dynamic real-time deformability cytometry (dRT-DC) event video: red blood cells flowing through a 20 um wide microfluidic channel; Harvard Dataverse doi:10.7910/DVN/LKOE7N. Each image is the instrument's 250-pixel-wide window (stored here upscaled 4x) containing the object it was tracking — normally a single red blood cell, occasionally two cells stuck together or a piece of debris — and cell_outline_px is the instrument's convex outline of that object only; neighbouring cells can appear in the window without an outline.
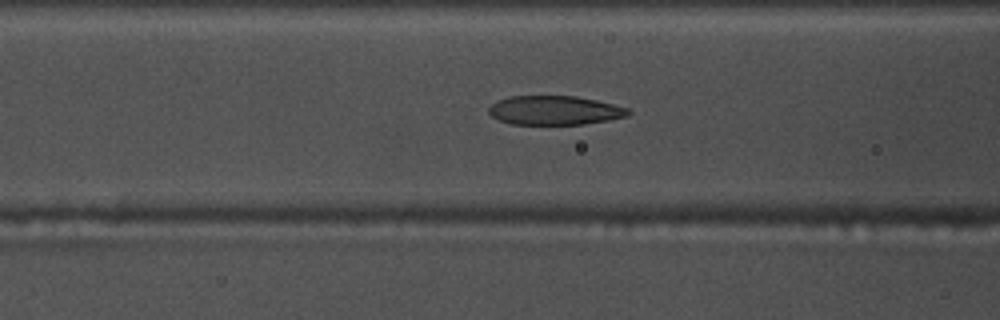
{"species": "common noctule bat (a hibernating species)", "species_latin": "Nyctalus noctula", "temperature_condition": "warm", "stored_images_in_passage": 52, "camera_frame_rate_fps": 3000, "um_per_image_px": 0.085, "animal": {"sex": "male", "body_mass_g": 17.5, "forearm_length_mm": 52.3}, "frame": {"image": 1, "passage_image": 19, "time_ms": 6.0, "image_size_px": [1000, 320], "cell_outline_px": [[632, 112], [628, 116], [608, 120], [584, 124], [512, 124], [500, 120], [492, 116], [488, 112], [488, 108], [496, 100], [512, 96], [576, 96], [596, 100], [628, 108]], "centroid_in_image_um": [47.15, 9.37], "position_along_channel_um": 119.5, "area_um2": 23.58}}
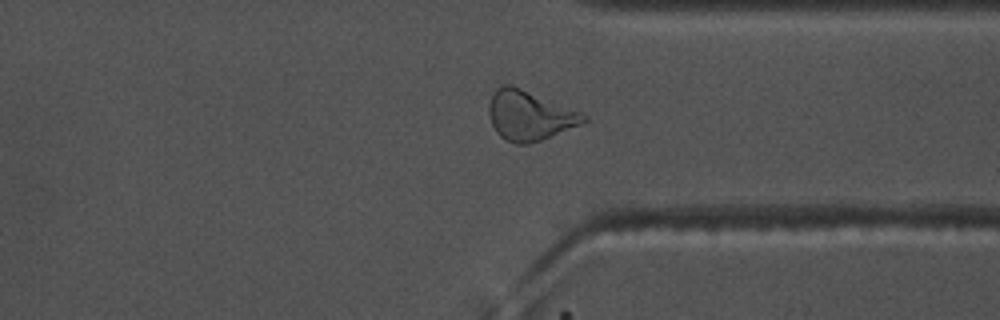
{"frame": {"image": 2, "passage_image": 39, "time_ms": 12.667, "image_size_px": [1000, 320], "cell_outline_px": [[588, 120], [580, 124], [540, 140], [528, 144], [516, 144], [500, 136], [496, 132], [492, 124], [488, 112], [488, 104], [496, 88], [504, 84], [512, 84], [584, 112], [588, 116]], "centroid_in_image_um": [45.01, 9.79], "position_along_channel_um": 366.4, "area_um2": 27.51}}
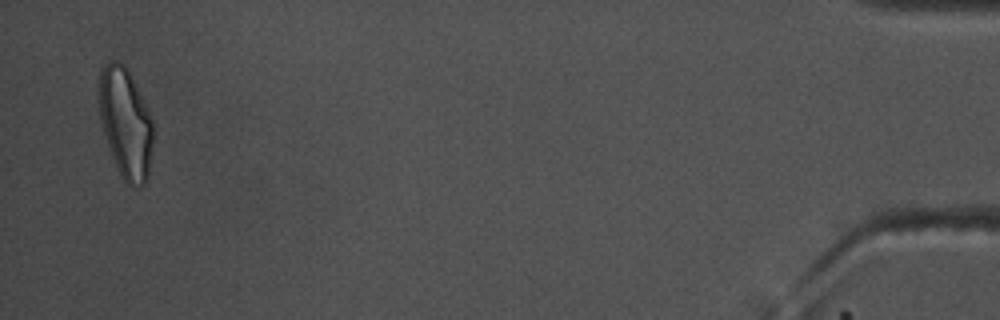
{"frame": {"image": 3, "passage_image": 51, "time_ms": 16.667, "image_size_px": [1000, 320], "cell_outline_px": [[152, 140], [148, 176], [144, 184], [132, 188], [120, 176], [116, 168], [104, 132], [100, 116], [96, 92], [100, 68], [104, 64], [112, 60], [116, 60], [124, 64], [128, 68], [152, 120]], "centroid_in_image_um": [10.62, 10.41], "position_along_channel_um": 424.6, "area_um2": 34.91}, "authors_computed_cell_mechanics": {"area_um2": 25.432, "velocity_mm_per_s": 3.7203, "shape_relaxation_time_tau1_ms": 5.1637, "shape_relaxation_time_tau2_ms": 1.3391, "deformation_change_tau1": 0.1825, "deformation_change_tau2": 0.0774}}